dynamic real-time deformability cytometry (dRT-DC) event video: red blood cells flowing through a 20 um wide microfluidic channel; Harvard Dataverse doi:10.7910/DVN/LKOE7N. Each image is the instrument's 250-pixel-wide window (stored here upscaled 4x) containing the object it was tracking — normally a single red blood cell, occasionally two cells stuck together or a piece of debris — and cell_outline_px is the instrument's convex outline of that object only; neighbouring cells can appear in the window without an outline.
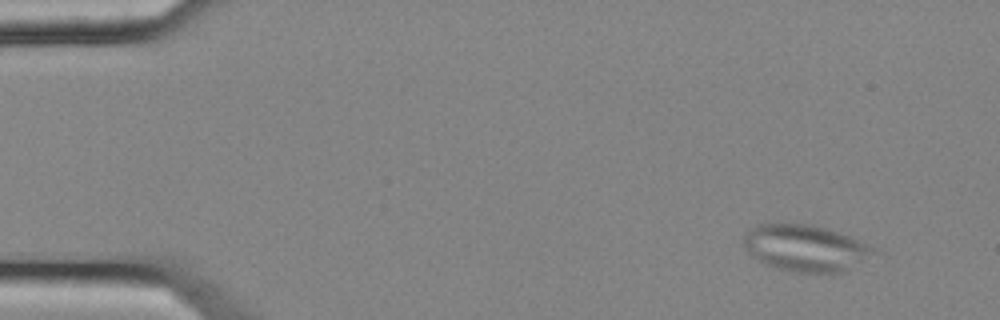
{"species": "common noctule bat (a hibernating species)", "species_latin": "Nyctalus noctula", "temperature_condition": "cold", "stored_images_in_passage": 15, "camera_frame_rate_fps": 3000, "um_per_image_px": 0.085, "animal": {"sex": "female", "body_mass_g": 25.1}, "frame": {"image": 1, "passage_image": 5, "time_ms": 1.333, "image_size_px": [1000, 320], "cell_outline_px": [[876, 252], [848, 272], [840, 276], [832, 276], [788, 272], [772, 268], [756, 260], [748, 252], [744, 244], [744, 236], [748, 228], [756, 224], [812, 224], [840, 232], [876, 248]], "centroid_in_image_um": [68.48, 21.15], "position_along_channel_um": 16.5, "area_um2": 36.65}}